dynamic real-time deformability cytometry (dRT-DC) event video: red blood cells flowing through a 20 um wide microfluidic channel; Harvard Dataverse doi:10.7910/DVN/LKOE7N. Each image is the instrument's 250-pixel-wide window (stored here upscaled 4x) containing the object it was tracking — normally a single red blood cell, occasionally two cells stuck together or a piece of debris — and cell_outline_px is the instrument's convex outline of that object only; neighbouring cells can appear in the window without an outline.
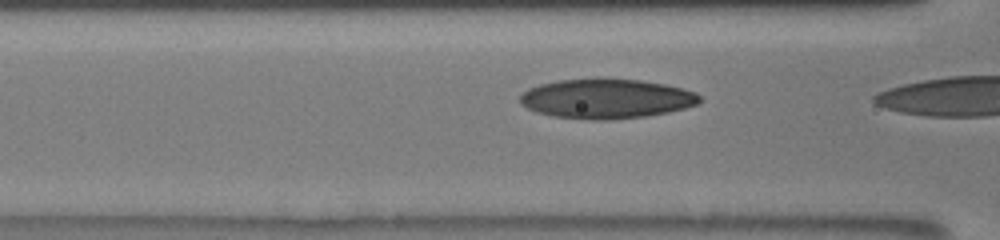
{"species": "human", "species_latin": "Homo sapiens", "temperature_condition": "room temperature", "stored_images_in_passage": 14, "camera_frame_rate_fps": 3000, "um_per_image_px": 0.085, "donor": {"sex": "male"}, "frame": {"image": 1, "passage_image": 13, "time_ms": 5.333, "image_size_px": [1000, 240], "cell_outline_px": [[700, 104], [668, 112], [648, 116], [608, 120], [592, 120], [552, 116], [536, 112], [520, 104], [520, 96], [528, 88], [540, 84], [560, 80], [600, 76], [640, 80], [664, 84], [696, 92], [700, 96]], "centroid_in_image_um": [51.53, 8.37], "position_along_channel_um": 115.1, "area_um2": 42.19}}